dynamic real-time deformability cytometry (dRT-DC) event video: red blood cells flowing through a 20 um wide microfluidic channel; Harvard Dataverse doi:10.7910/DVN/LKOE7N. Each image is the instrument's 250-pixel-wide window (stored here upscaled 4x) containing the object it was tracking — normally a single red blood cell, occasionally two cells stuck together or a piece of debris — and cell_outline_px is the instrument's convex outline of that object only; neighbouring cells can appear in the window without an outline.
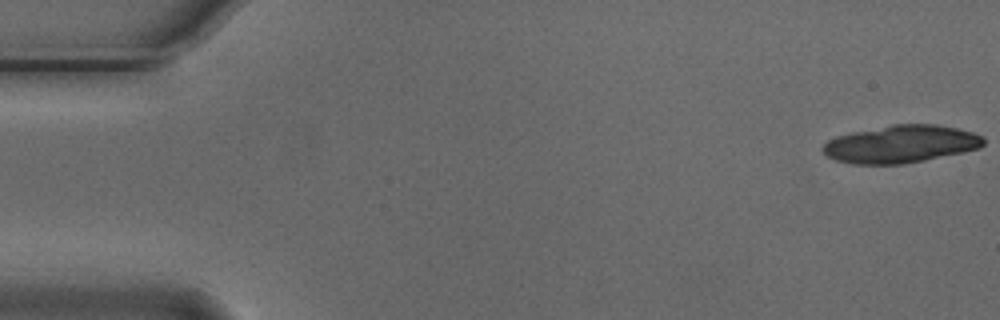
{"species": "Egyptian fruit bat (a non-hibernating species)", "species_latin": "Rousettus aegyptiacus", "temperature_condition": "cold", "stored_images_in_passage": 6, "camera_frame_rate_fps": 3000, "um_per_image_px": 0.085, "animal": {"sex": "male"}, "frame": {"image": 1, "passage_image": 1, "time_ms": 0.0, "image_size_px": [1000, 320], "cell_outline_px": [[984, 144], [980, 148], [964, 152], [904, 164], [852, 164], [836, 160], [828, 156], [820, 148], [828, 140], [836, 136], [852, 132], [892, 124], [936, 124], [956, 128], [972, 132], [984, 136]], "centroid_in_image_um": [76.58, 12.24], "position_along_channel_um": 8.4, "area_um2": 35.26}}